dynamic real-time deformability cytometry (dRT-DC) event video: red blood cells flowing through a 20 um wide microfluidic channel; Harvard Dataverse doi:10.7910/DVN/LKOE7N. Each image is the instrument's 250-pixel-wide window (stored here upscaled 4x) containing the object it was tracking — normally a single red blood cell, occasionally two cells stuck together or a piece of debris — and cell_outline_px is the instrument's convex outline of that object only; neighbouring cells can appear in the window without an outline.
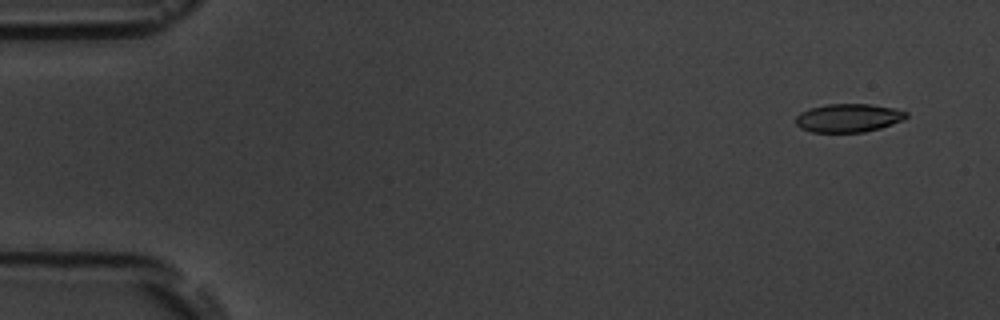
{"species": "common noctule bat (a hibernating species)", "species_latin": "Nyctalus noctula", "temperature_condition": "room temperature", "stored_images_in_passage": 4, "camera_frame_rate_fps": 3000, "um_per_image_px": 0.085, "animal": {"sex": "male", "body_mass_g": 19.5, "forearm_length_mm": 54.6}, "frame": {"image": 1, "passage_image": 1, "time_ms": 0.0, "image_size_px": [1000, 320], "cell_outline_px": [[908, 116], [904, 120], [880, 128], [864, 132], [812, 132], [800, 128], [796, 124], [796, 116], [800, 112], [812, 108], [828, 104], [872, 104], [892, 108], [908, 112]], "centroid_in_image_um": [72.13, 10.03], "position_along_channel_um": 12.9, "area_um2": 18.26}}